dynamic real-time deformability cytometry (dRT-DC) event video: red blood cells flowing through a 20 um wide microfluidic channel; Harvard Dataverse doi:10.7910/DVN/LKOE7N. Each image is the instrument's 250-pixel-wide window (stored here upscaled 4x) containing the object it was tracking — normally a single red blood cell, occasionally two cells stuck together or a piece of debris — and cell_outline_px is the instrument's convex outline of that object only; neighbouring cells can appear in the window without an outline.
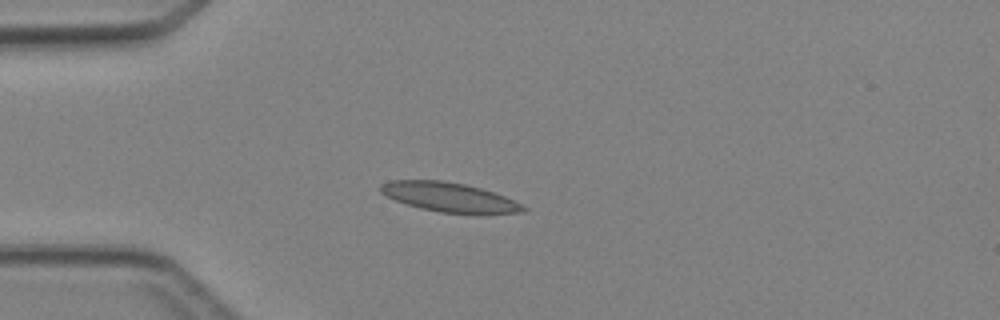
{"species": "Egyptian fruit bat (a non-hibernating species)", "species_latin": "Rousettus aegyptiacus", "temperature_condition": "cold", "stored_images_in_passage": 36, "camera_frame_rate_fps": 3000, "um_per_image_px": 0.085, "animal": {"sex": "female"}, "frame": {"image": 1, "passage_image": 1, "time_ms": 0.0, "image_size_px": [1000, 320], "cell_outline_px": [[528, 212], [484, 216], [440, 212], [420, 208], [396, 200], [380, 192], [380, 184], [388, 180], [444, 180], [464, 184], [496, 192], [528, 208]], "centroid_in_image_um": [38.29, 16.8], "position_along_channel_um": 46.7, "area_um2": 25.09}}
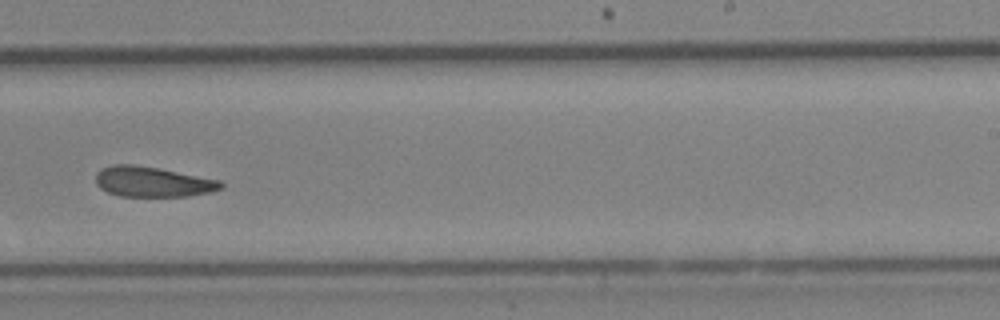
{"frame": {"image": 2, "passage_image": 18, "time_ms": 5.667, "image_size_px": [1000, 320], "cell_outline_px": [[224, 188], [212, 192], [188, 196], [120, 196], [108, 192], [100, 188], [96, 184], [96, 172], [100, 168], [112, 164], [132, 164], [156, 168], [220, 180], [224, 184]], "centroid_in_image_um": [12.96, 15.45], "position_along_channel_um": 276.0, "area_um2": 22.08}}
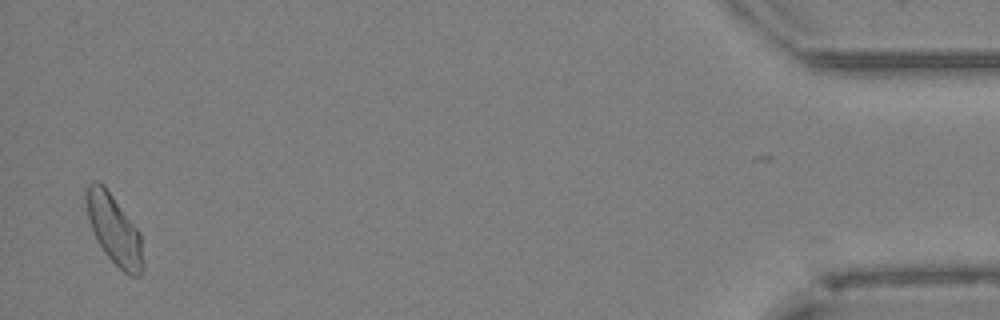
{"frame": {"image": 3, "passage_image": 34, "time_ms": 11.0, "image_size_px": [1000, 320], "cell_outline_px": [[144, 268], [140, 276], [128, 276], [104, 252], [92, 232], [88, 220], [84, 200], [84, 196], [88, 184], [92, 180], [96, 180], [104, 184], [140, 232], [144, 264]], "centroid_in_image_um": [9.68, 19.49], "position_along_channel_um": 425.5, "area_um2": 23.41}}